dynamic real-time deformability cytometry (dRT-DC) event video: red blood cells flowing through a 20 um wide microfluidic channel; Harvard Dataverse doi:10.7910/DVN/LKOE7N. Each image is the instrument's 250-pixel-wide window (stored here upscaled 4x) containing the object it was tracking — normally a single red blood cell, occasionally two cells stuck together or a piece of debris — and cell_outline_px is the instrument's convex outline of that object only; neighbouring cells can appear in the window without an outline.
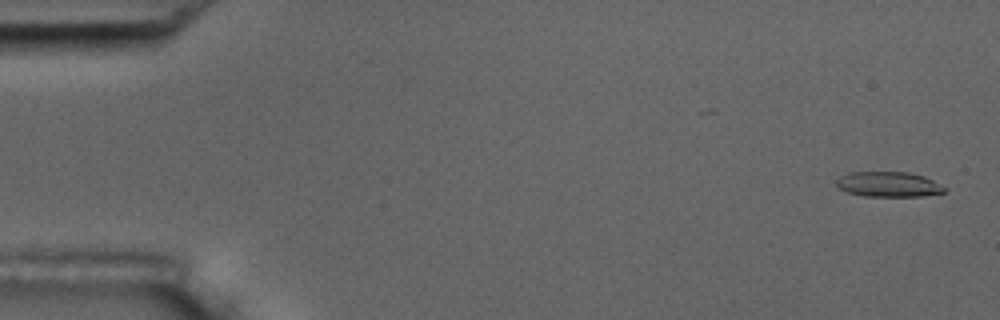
{"species": "common noctule bat (a hibernating species)", "species_latin": "Nyctalus noctula", "temperature_condition": "room temperature", "stored_images_in_passage": 56, "camera_frame_rate_fps": 3000, "um_per_image_px": 0.085, "animal": {"sex": "male", "body_mass_g": 17.5, "forearm_length_mm": 52.3}, "frame": {"image": 1, "passage_image": 2, "time_ms": 0.333, "image_size_px": [1000, 320], "cell_outline_px": [[948, 188], [944, 192], [924, 196], [864, 196], [848, 192], [840, 188], [836, 184], [836, 180], [840, 176], [848, 172], [908, 172], [924, 176]], "centroid_in_image_um": [75.54, 15.66], "position_along_channel_um": 9.5, "area_um2": 15.84}}
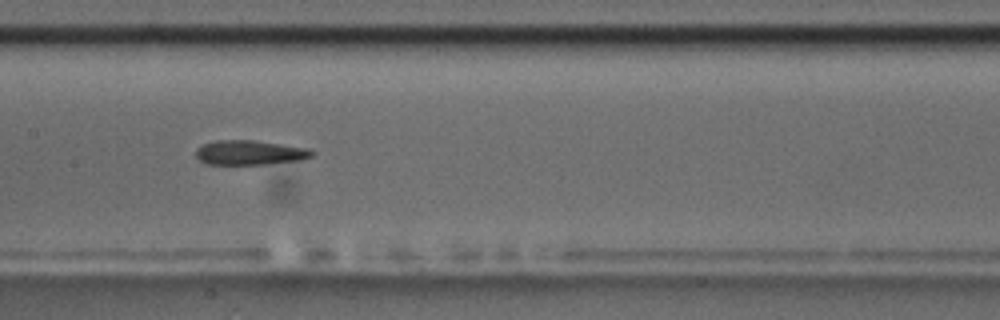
{"frame": {"image": 2, "passage_image": 28, "time_ms": 9.0, "image_size_px": [1000, 320], "cell_outline_px": [[316, 152], [312, 156], [300, 160], [260, 164], [208, 164], [200, 160], [196, 156], [196, 148], [200, 144], [216, 140], [256, 140], [312, 148]], "centroid_in_image_um": [21.25, 12.95], "position_along_channel_um": 186.1, "area_um2": 16.82}}
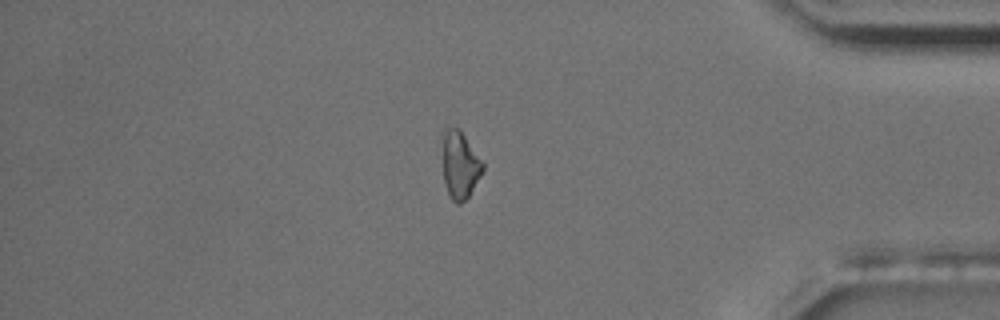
{"frame": {"image": 3, "passage_image": 48, "time_ms": 15.667, "image_size_px": [1000, 320], "cell_outline_px": [[484, 168], [480, 176], [468, 196], [460, 204], [456, 204], [452, 200], [444, 184], [440, 132], [444, 124], [460, 128], [484, 164]], "centroid_in_image_um": [39.02, 13.9], "position_along_channel_um": 396.2, "area_um2": 16.47}, "authors_computed_cell_mechanics": {"area_um2": 16.8487, "velocity_mm_per_s": 3.5994, "shape_relaxation_time_tau1_ms": 3.9112, "shape_relaxation_time_tau2_ms": 6.4272, "deformation_change_tau1": 0.1583, "deformation_change_tau2": 0.1951}}